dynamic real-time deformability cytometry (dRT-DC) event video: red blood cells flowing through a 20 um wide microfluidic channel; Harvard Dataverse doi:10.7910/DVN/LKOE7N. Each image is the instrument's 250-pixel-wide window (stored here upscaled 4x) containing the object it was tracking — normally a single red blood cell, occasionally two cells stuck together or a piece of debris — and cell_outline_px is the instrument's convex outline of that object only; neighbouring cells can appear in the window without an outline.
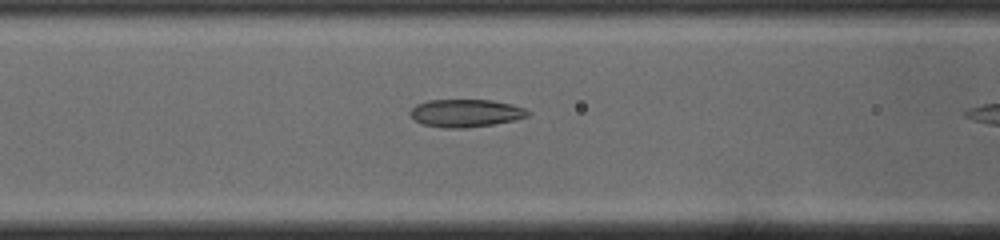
{"species": "common noctule bat (a hibernating species)", "species_latin": "Nyctalus noctula", "temperature_condition": "cold", "stored_images_in_passage": 11, "camera_frame_rate_fps": 3000, "um_per_image_px": 0.085, "animal": {"sex": "male", "body_mass_g": 19.0, "forearm_length_mm": 50.8}, "frame": {"image": 1, "passage_image": 10, "time_ms": 3.0, "image_size_px": [1000, 240], "cell_outline_px": [[532, 112], [528, 116], [512, 120], [492, 124], [464, 128], [444, 128], [420, 124], [408, 112], [416, 104], [428, 100], [492, 100], [512, 104], [524, 108]], "centroid_in_image_um": [39.57, 9.61], "position_along_channel_um": 127.0, "area_um2": 19.02}}